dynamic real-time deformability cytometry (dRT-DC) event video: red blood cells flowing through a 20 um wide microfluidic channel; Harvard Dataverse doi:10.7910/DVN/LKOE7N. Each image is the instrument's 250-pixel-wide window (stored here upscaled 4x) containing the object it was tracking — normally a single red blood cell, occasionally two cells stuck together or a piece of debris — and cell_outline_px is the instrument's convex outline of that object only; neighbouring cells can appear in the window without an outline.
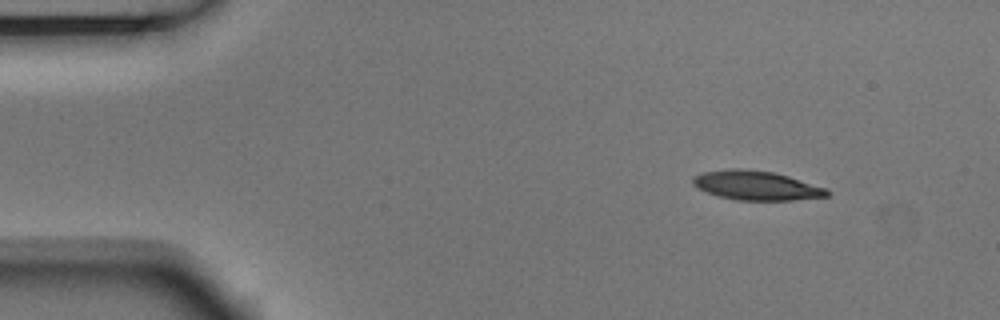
{"species": "Egyptian fruit bat (a non-hibernating species)", "species_latin": "Rousettus aegyptiacus", "temperature_condition": "room temperature", "stored_images_in_passage": 4, "camera_frame_rate_fps": 3000, "um_per_image_px": 0.085, "animal": {"sex": "male"}, "frame": {"image": 1, "passage_image": 1, "time_ms": 0.0, "image_size_px": [1000, 320], "cell_outline_px": [[832, 192], [828, 196], [792, 200], [736, 200], [716, 196], [696, 188], [692, 184], [692, 176], [704, 172], [732, 168], [736, 168], [772, 172], [788, 176], [828, 188]], "centroid_in_image_um": [64.27, 15.77], "position_along_channel_um": 20.7, "area_um2": 23.0}}